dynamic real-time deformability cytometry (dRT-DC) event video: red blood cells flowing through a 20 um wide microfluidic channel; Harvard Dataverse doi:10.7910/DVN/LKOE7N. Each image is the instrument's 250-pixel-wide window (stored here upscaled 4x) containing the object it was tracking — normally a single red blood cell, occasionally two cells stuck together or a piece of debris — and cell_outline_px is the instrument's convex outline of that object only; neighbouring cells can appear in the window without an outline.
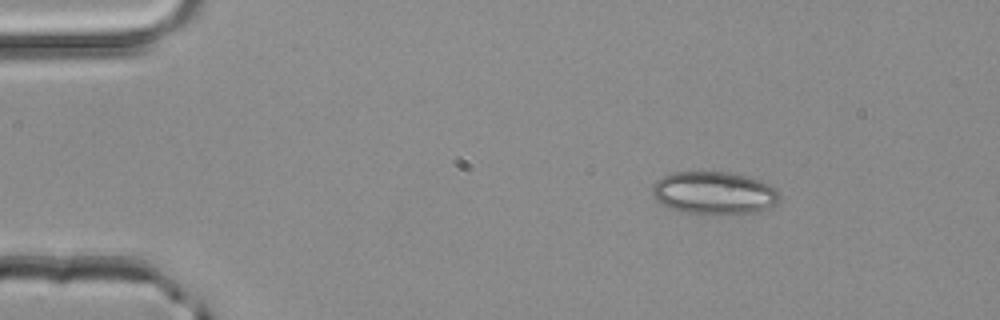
{"species": "common noctule bat (a hibernating species)", "species_latin": "Nyctalus noctula", "temperature_condition": "room temperature", "stored_images_in_passage": 2, "camera_frame_rate_fps": 3000, "um_per_image_px": 0.085, "animal": {"sex": "male", "body_mass_g": 20.4}, "frame": {"image": 1, "passage_image": 1, "time_ms": 0.0, "image_size_px": [1000, 320], "cell_outline_px": [[780, 196], [776, 204], [760, 212], [716, 216], [704, 216], [680, 212], [668, 208], [660, 204], [652, 196], [652, 184], [656, 180], [664, 176], [676, 172], [728, 172], [760, 180], [776, 188]], "centroid_in_image_um": [60.67, 16.45], "position_along_channel_um": 24.3, "area_um2": 32.6}}